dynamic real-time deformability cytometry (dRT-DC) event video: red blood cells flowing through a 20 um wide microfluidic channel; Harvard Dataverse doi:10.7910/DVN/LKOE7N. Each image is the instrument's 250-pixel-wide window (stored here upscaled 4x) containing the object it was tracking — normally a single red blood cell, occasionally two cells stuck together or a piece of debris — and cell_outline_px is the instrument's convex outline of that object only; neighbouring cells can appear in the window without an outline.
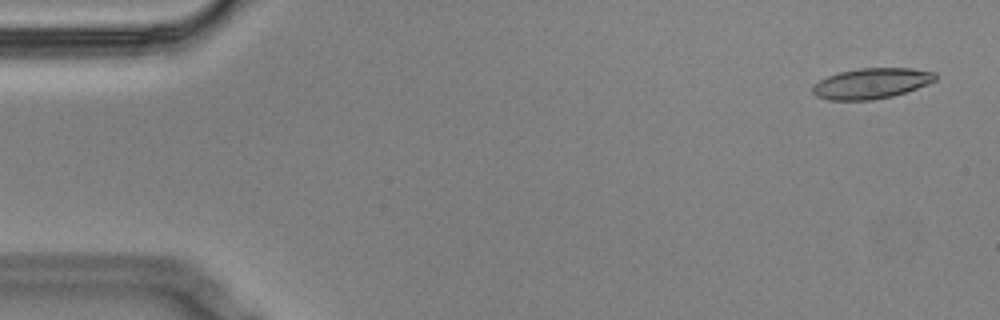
{"species": "Egyptian fruit bat (a non-hibernating species)", "species_latin": "Rousettus aegyptiacus", "temperature_condition": "cold", "stored_images_in_passage": 37, "camera_frame_rate_fps": 3000, "um_per_image_px": 0.085, "animal": {"sex": "male"}, "frame": {"image": 1, "passage_image": 3, "time_ms": 0.667, "image_size_px": [1000, 320], "cell_outline_px": [[936, 80], [916, 88], [892, 96], [872, 100], [828, 100], [816, 96], [812, 92], [812, 84], [828, 76], [840, 72], [860, 68], [912, 68], [936, 72]], "centroid_in_image_um": [74.04, 7.09], "position_along_channel_um": 11.0, "area_um2": 21.79}}
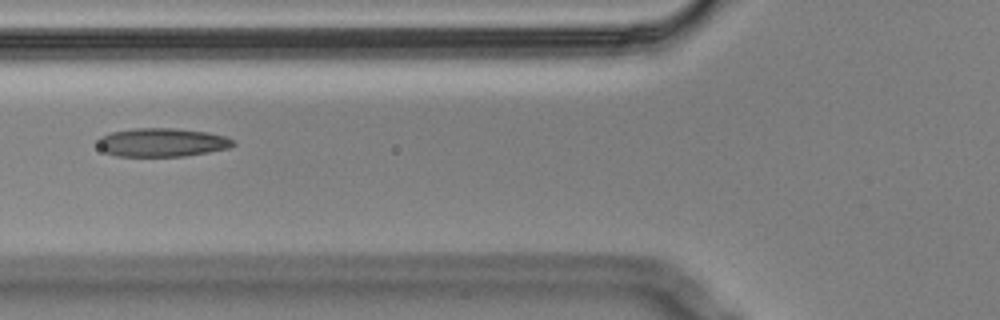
{"frame": {"image": 2, "passage_image": 22, "time_ms": 7.0, "image_size_px": [1000, 320], "cell_outline_px": [[236, 144], [228, 148], [208, 152], [184, 156], [116, 156], [104, 152], [96, 144], [96, 140], [100, 136], [112, 132], [132, 128], [176, 128], [208, 132], [224, 136], [236, 140]], "centroid_in_image_um": [13.75, 12.1], "position_along_channel_um": 112.0, "area_um2": 22.77}}
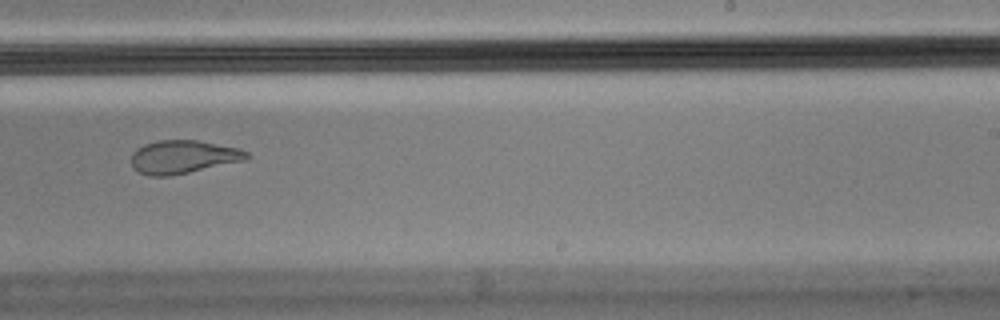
{"frame": {"image": 3, "passage_image": 36, "time_ms": 11.667, "image_size_px": [1000, 320], "cell_outline_px": [[252, 156], [248, 160], [172, 176], [148, 176], [132, 168], [132, 152], [136, 148], [144, 144], [160, 140], [196, 140], [240, 148], [248, 152]], "centroid_in_image_um": [15.61, 13.34], "position_along_channel_um": 273.4, "area_um2": 22.72}}